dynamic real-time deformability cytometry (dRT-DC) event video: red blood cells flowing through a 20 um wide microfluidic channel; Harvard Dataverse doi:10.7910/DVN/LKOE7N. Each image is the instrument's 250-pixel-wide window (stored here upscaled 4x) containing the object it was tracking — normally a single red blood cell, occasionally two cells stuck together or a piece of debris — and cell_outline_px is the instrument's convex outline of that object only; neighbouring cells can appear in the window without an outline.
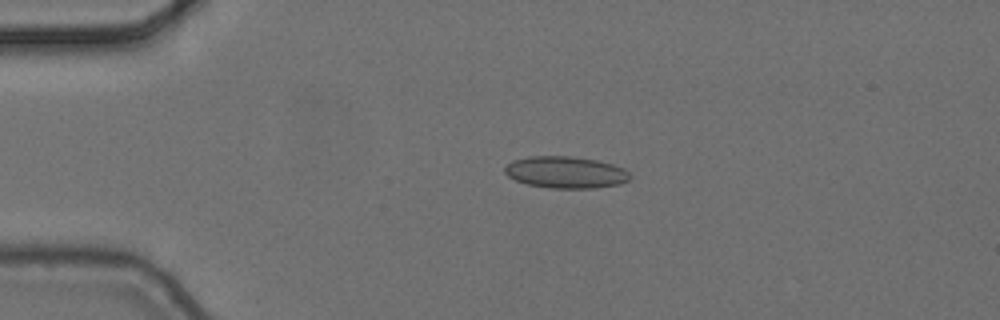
{"species": "common noctule bat (a hibernating species)", "species_latin": "Nyctalus noctula", "temperature_condition": "cold", "stored_images_in_passage": 5, "camera_frame_rate_fps": 3000, "um_per_image_px": 0.085, "animal": {"sex": "female", "body_mass_g": 24.6, "forearm_length_mm": 56.2}, "frame": {"image": 1, "passage_image": 4, "time_ms": 1.0, "image_size_px": [1000, 320], "cell_outline_px": [[632, 176], [628, 180], [620, 184], [596, 188], [552, 188], [528, 184], [516, 180], [508, 176], [504, 172], [504, 168], [512, 160], [528, 156], [572, 156], [596, 160], [612, 164], [624, 168]], "centroid_in_image_um": [48.09, 14.64], "position_along_channel_um": 36.9, "area_um2": 23.24}}